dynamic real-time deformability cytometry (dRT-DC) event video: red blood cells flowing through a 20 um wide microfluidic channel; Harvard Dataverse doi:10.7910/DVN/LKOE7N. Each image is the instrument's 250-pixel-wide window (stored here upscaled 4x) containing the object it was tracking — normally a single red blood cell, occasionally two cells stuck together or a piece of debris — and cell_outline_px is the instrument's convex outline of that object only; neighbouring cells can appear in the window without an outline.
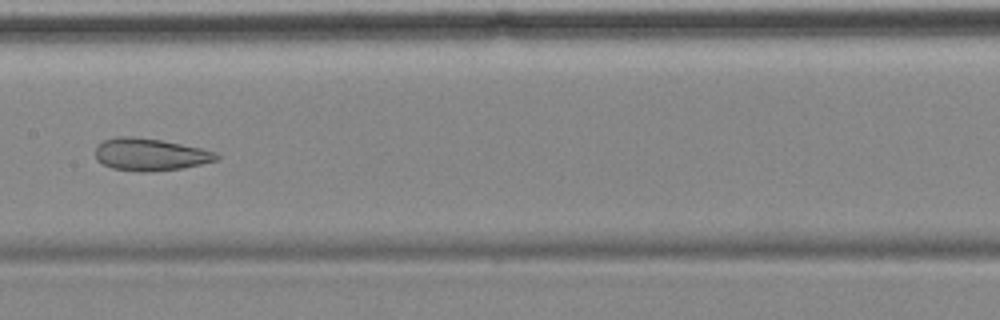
{"species": "common noctule bat (a hibernating species)", "species_latin": "Nyctalus noctula", "temperature_condition": "cold", "stored_images_in_passage": 14, "camera_frame_rate_fps": 3000, "um_per_image_px": 0.085, "animal": {"sex": "female", "body_mass_g": 18.4}, "frame": {"image": 1, "passage_image": 7, "time_ms": 8.333, "image_size_px": [1000, 320], "cell_outline_px": [[220, 156], [216, 160], [184, 168], [140, 172], [112, 168], [96, 160], [96, 144], [104, 140], [116, 136], [132, 136], [160, 140], [200, 148], [216, 152]], "centroid_in_image_um": [12.73, 13.12], "position_along_channel_um": 194.7, "area_um2": 22.66}}
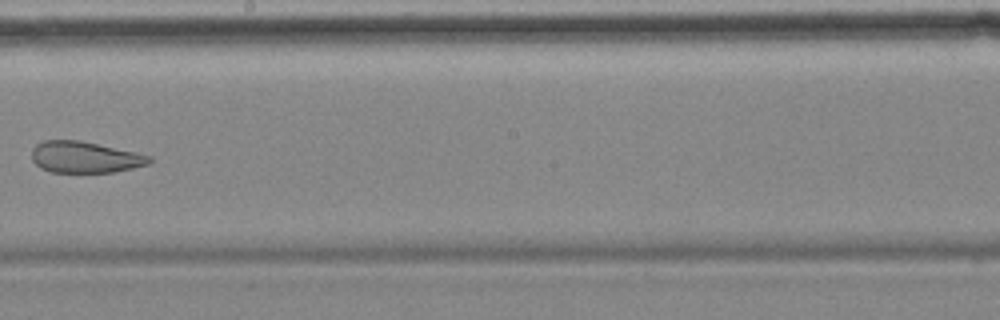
{"frame": {"image": 2, "passage_image": 8, "time_ms": 9.667, "image_size_px": [1000, 320], "cell_outline_px": [[152, 160], [148, 164], [132, 168], [112, 172], [52, 172], [40, 168], [32, 160], [32, 148], [36, 144], [44, 140], [80, 140], [152, 156]], "centroid_in_image_um": [7.19, 13.36], "position_along_channel_um": 241.0, "area_um2": 21.39}}
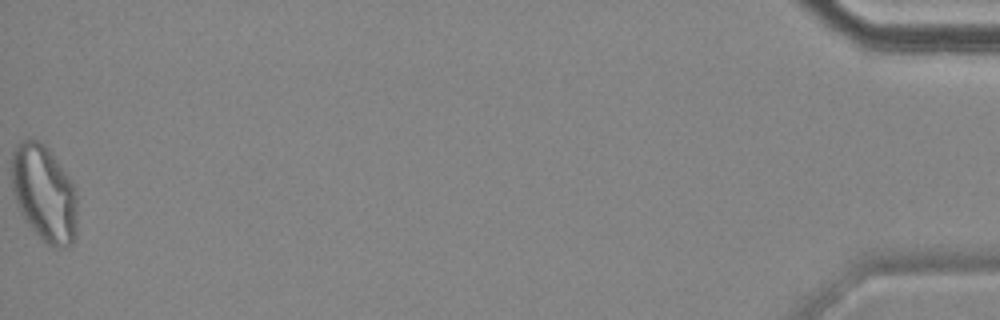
{"frame": {"image": 3, "passage_image": 14, "time_ms": 18.0, "image_size_px": [1000, 320], "cell_outline_px": [[76, 236], [72, 244], [64, 248], [56, 248], [48, 244], [28, 224], [12, 192], [12, 152], [16, 144], [20, 140], [28, 136], [44, 144], [48, 148], [68, 176], [76, 188]], "centroid_in_image_um": [3.76, 16.4], "position_along_channel_um": 431.4, "area_um2": 36.88}, "authors_computed_cell_mechanics": {"area_um2": 27.8885, "velocity_mm_per_s": 3.5012, "shape_relaxation_time_tau1_ms": null, "shape_relaxation_time_tau2_ms": 1.035, "deformation_change_tau1": null, "deformation_change_tau2": 0.0487}}